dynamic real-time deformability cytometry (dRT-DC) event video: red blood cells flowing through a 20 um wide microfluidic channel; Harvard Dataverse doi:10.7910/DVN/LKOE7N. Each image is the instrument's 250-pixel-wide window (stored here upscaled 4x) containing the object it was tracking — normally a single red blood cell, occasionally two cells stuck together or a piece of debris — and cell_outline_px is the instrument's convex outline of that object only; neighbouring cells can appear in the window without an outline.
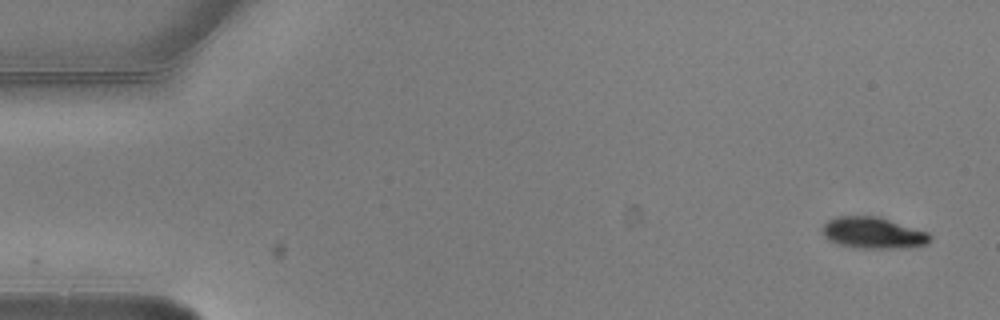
{"species": "common noctule bat (a hibernating species)", "species_latin": "Nyctalus noctula", "temperature_condition": "warm", "stored_images_in_passage": 6, "camera_frame_rate_fps": 3000, "um_per_image_px": 0.085, "animal": {"sex": "male", "body_mass_g": 20.5, "forearm_length_mm": 52.5}, "frame": {"image": 1, "passage_image": 1, "time_ms": 0.0, "image_size_px": [1000, 320], "cell_outline_px": [[932, 240], [928, 244], [908, 248], [860, 248], [840, 244], [828, 240], [824, 236], [824, 224], [828, 220], [836, 216], [876, 216], [928, 232], [932, 236]], "centroid_in_image_um": [74.26, 19.8], "position_along_channel_um": 10.7, "area_um2": 19.59}}
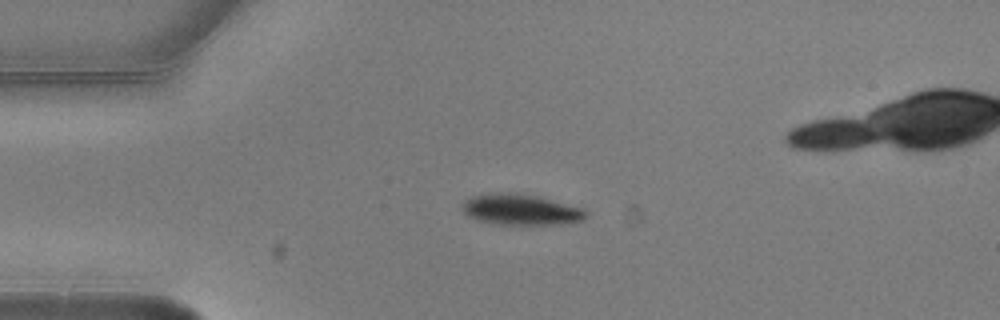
{"frame": {"image": 2, "passage_image": 4, "time_ms": 1.0, "image_size_px": [1000, 320], "cell_outline_px": [[588, 216], [584, 220], [560, 224], [500, 224], [480, 220], [468, 216], [464, 212], [460, 204], [464, 200], [480, 192], [516, 192], [540, 196], [584, 208], [588, 212]], "centroid_in_image_um": [44.27, 17.78], "position_along_channel_um": 40.7, "area_um2": 22.72}}